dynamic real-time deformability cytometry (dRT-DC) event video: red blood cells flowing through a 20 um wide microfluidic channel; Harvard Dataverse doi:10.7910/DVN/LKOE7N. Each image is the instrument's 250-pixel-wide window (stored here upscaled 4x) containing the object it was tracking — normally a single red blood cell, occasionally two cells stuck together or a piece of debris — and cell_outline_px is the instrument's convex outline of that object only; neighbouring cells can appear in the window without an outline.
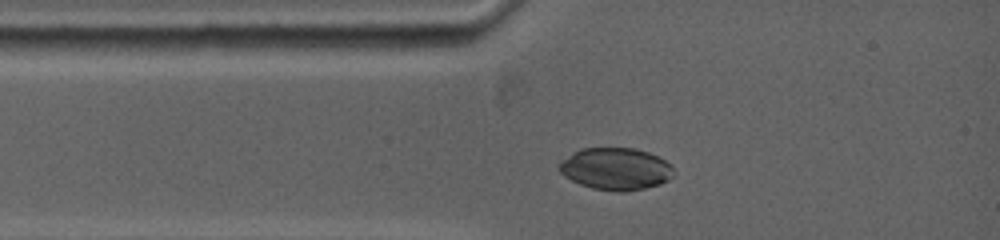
{"species": "common noctule bat (a hibernating species)", "species_latin": "Nyctalus noctula", "temperature_condition": "warm", "stored_images_in_passage": 31, "camera_frame_rate_fps": 5000, "um_per_image_px": 0.085, "animal": {"sex": "female", "body_mass_g": 19.0, "forearm_length_mm": 53.3}, "frame": {"image": 1, "passage_image": 1, "time_ms": 0.0, "image_size_px": [1000, 240], "cell_outline_px": [[672, 176], [668, 180], [660, 184], [644, 188], [624, 192], [616, 192], [592, 188], [580, 184], [564, 176], [556, 168], [564, 160], [580, 148], [632, 148], [648, 152], [672, 164]], "centroid_in_image_um": [52.33, 14.36], "position_along_channel_um": 32.7, "area_um2": 27.92}}
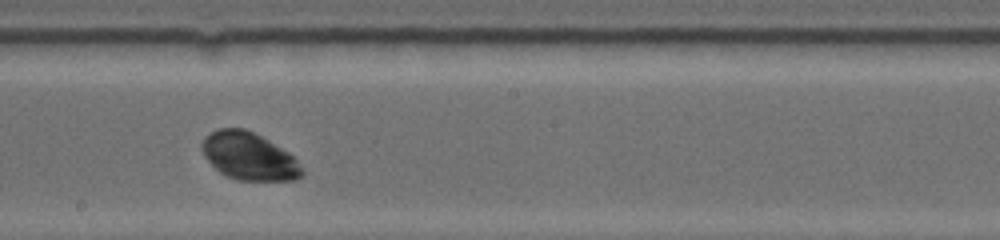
{"frame": {"image": 2, "passage_image": 18, "time_ms": 5.2, "image_size_px": [1000, 240], "cell_outline_px": [[304, 176], [296, 180], [240, 180], [224, 176], [204, 156], [200, 148], [200, 144], [204, 136], [220, 128], [244, 128], [260, 136], [288, 152], [296, 160], [304, 172]], "centroid_in_image_um": [21.14, 13.29], "position_along_channel_um": 227.1, "area_um2": 27.57}}
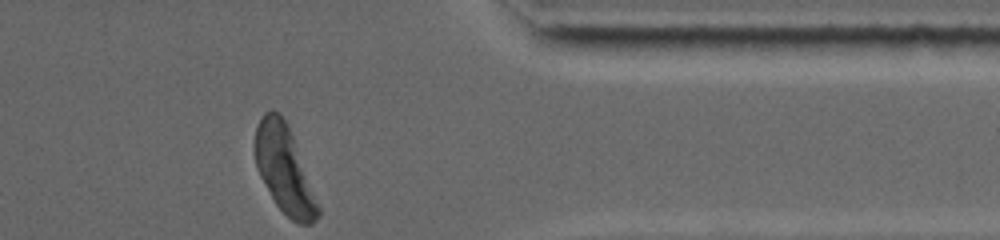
{"frame": {"image": 3, "passage_image": 31, "time_ms": 9.8, "image_size_px": [1000, 240], "cell_outline_px": [[320, 216], [312, 224], [296, 224], [276, 204], [260, 176], [256, 168], [252, 148], [256, 124], [264, 112], [276, 112], [288, 124], [320, 208]], "centroid_in_image_um": [24.13, 14.41], "position_along_channel_um": 387.3, "area_um2": 31.96}, "authors_computed_cell_mechanics": {"area_um2": 27.9752, "velocity_mm_per_s": 3.8082, "shape_relaxation_time_tau1_ms": 1.6278, "shape_relaxation_time_tau2_ms": null, "deformation_change_tau1": 0.0965, "deformation_change_tau2": null}}